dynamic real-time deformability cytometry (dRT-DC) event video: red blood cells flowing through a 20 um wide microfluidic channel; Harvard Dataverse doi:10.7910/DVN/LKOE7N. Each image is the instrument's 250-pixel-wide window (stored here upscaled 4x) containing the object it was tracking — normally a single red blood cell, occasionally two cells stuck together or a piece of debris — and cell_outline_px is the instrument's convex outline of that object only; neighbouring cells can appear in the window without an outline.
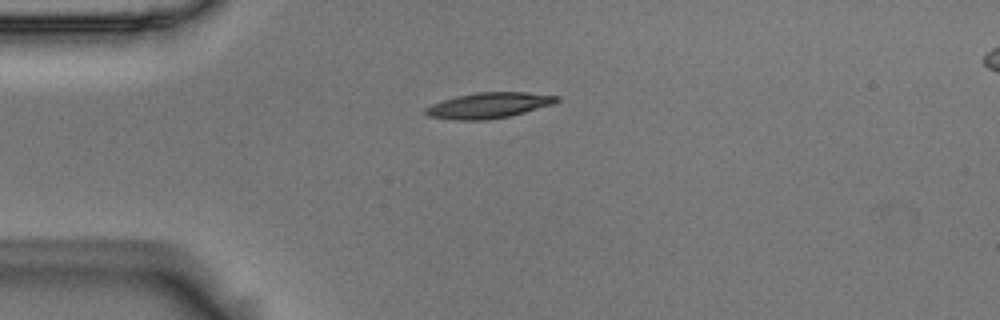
{"species": "Egyptian fruit bat (a non-hibernating species)", "species_latin": "Rousettus aegyptiacus", "temperature_condition": "room temperature", "stored_images_in_passage": 1, "camera_frame_rate_fps": 3000, "um_per_image_px": 0.085, "animal": {"sex": "male"}, "frame": {"image": 1, "passage_image": 1, "time_ms": 0.0, "image_size_px": [1000, 320], "cell_outline_px": [[560, 100], [556, 104], [508, 116], [488, 120], [456, 120], [428, 116], [424, 112], [424, 108], [432, 104], [456, 96], [476, 92], [528, 92], [560, 96]], "centroid_in_image_um": [41.58, 8.95], "position_along_channel_um": 43.4, "area_um2": 19.71}}